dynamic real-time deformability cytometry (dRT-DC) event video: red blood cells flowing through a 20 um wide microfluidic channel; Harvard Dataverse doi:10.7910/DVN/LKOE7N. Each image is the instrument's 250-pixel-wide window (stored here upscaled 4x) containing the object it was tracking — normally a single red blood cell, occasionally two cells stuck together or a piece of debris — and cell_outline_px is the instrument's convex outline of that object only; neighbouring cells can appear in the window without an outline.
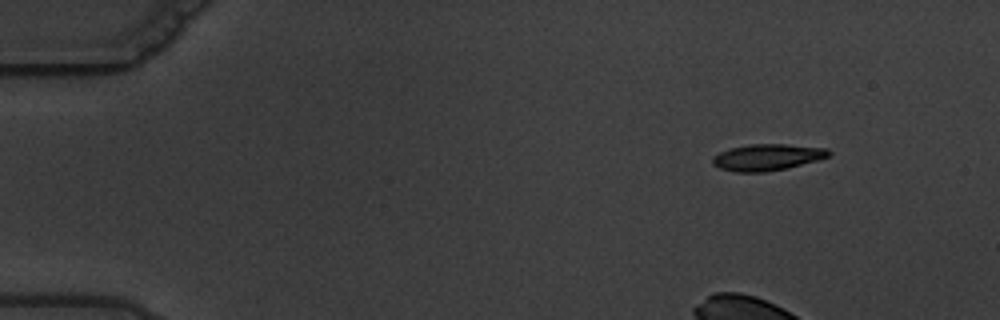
{"species": "common noctule bat (a hibernating species)", "species_latin": "Nyctalus noctula", "temperature_condition": "warm", "stored_images_in_passage": 13, "camera_frame_rate_fps": 3000, "um_per_image_px": 0.085, "animal": {"sex": "male", "body_mass_g": 19.5, "forearm_length_mm": 54.6}, "frame": {"image": 1, "passage_image": 3, "time_ms": 2.333, "image_size_px": [1000, 320], "cell_outline_px": [[832, 152], [828, 156], [816, 160], [788, 168], [764, 172], [736, 172], [720, 168], [712, 164], [712, 156], [728, 148], [748, 144], [788, 144], [828, 148]], "centroid_in_image_um": [65.19, 13.35], "position_along_channel_um": 19.8, "area_um2": 18.03}}